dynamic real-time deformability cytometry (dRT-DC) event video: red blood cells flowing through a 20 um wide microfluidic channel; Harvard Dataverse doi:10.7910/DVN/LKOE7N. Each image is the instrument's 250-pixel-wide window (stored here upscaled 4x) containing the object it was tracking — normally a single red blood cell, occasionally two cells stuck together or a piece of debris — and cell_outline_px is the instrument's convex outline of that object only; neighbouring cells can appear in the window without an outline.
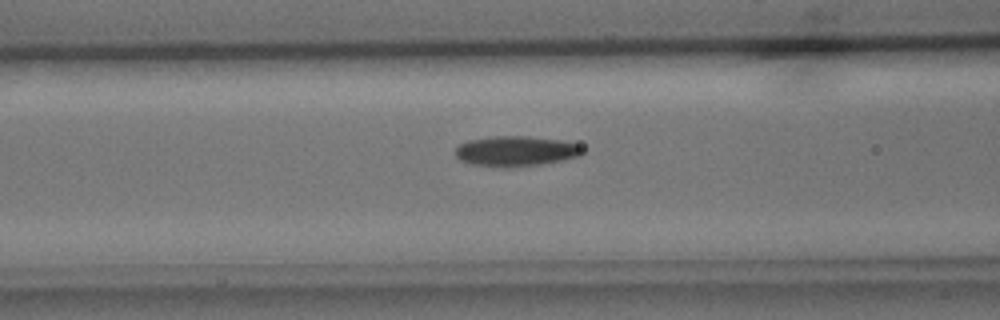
{"species": "common noctule bat (a hibernating species)", "species_latin": "Nyctalus noctula", "temperature_condition": "cold", "stored_images_in_passage": 31, "camera_frame_rate_fps": 3000, "um_per_image_px": 0.085, "animal": {"sex": "male", "body_mass_g": 15.6}, "frame": {"image": 1, "passage_image": 8, "time_ms": 2.333, "image_size_px": [1000, 320], "cell_outline_px": [[584, 152], [580, 156], [564, 160], [540, 164], [512, 168], [504, 168], [468, 164], [460, 160], [456, 156], [456, 148], [460, 144], [468, 140], [492, 136], [528, 136], [564, 140], [580, 144], [584, 148]], "centroid_in_image_um": [43.89, 12.85], "position_along_channel_um": 122.7, "area_um2": 22.95}}
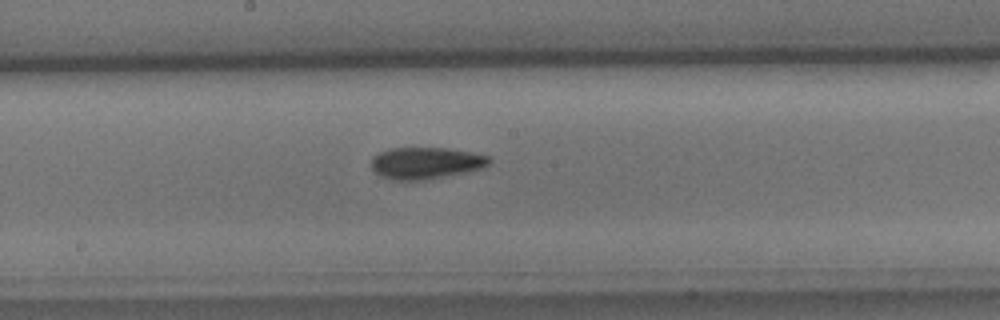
{"frame": {"image": 2, "passage_image": 15, "time_ms": 4.667, "image_size_px": [1000, 320], "cell_outline_px": [[492, 160], [484, 168], [428, 180], [388, 180], [380, 176], [372, 168], [372, 156], [380, 152], [392, 148], [448, 148], [472, 152], [488, 156]], "centroid_in_image_um": [36.2, 13.87], "position_along_channel_um": 212.0, "area_um2": 21.96}}
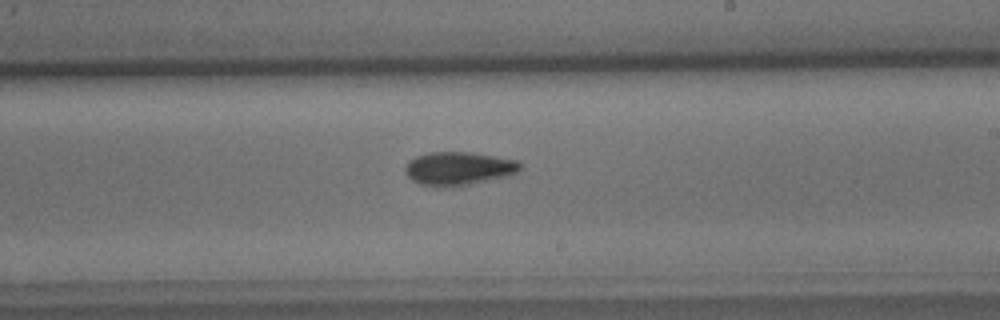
{"frame": {"image": 3, "passage_image": 18, "time_ms": 5.667, "image_size_px": [1000, 320], "cell_outline_px": [[520, 168], [516, 172], [504, 176], [468, 184], [436, 188], [420, 184], [412, 180], [404, 172], [404, 168], [408, 160], [416, 156], [428, 152], [472, 152], [520, 160]], "centroid_in_image_um": [38.91, 14.31], "position_along_channel_um": 250.1, "area_um2": 22.37}, "authors_computed_cell_mechanics": {"area_um2": 22.0218, "velocity_mm_per_s": 3.8117, "shape_relaxation_time_tau1_ms": 3.7574, "shape_relaxation_time_tau2_ms": null, "deformation_change_tau1": 0.1243, "deformation_change_tau2": null}}